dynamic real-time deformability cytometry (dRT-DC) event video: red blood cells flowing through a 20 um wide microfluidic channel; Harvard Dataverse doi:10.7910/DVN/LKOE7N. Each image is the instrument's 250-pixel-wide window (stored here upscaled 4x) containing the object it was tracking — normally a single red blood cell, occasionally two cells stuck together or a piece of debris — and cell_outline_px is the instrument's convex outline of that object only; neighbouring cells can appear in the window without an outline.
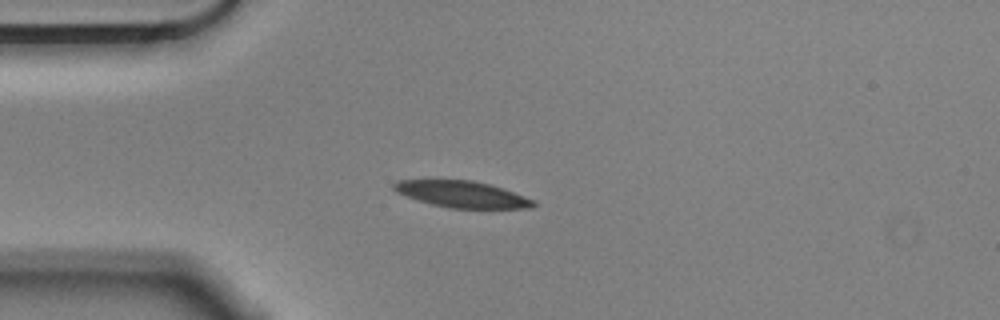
{"species": "Egyptian fruit bat (a non-hibernating species)", "species_latin": "Rousettus aegyptiacus", "temperature_condition": "cold", "stored_images_in_passage": 43, "camera_frame_rate_fps": 3000, "um_per_image_px": 0.085, "animal": {"sex": "male"}, "frame": {"image": 1, "passage_image": 1, "time_ms": 0.0, "image_size_px": [1000, 320], "cell_outline_px": [[536, 204], [532, 208], [448, 208], [432, 204], [396, 192], [392, 188], [392, 184], [396, 180], [472, 180], [504, 188], [536, 200]], "centroid_in_image_um": [39.31, 16.51], "position_along_channel_um": 45.7, "area_um2": 21.5}}
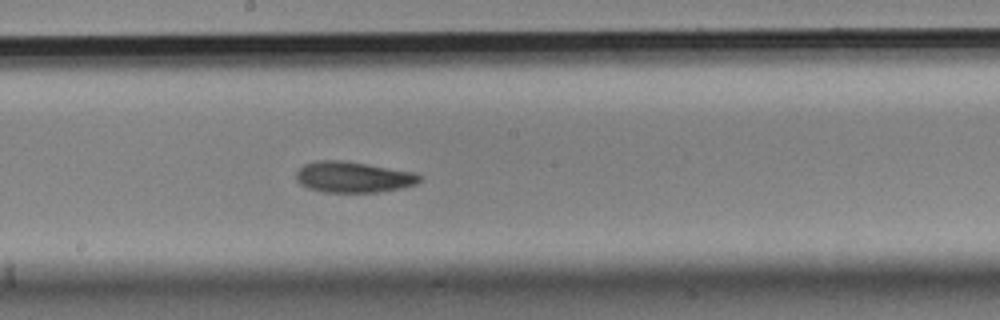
{"frame": {"image": 2, "passage_image": 17, "time_ms": 5.333, "image_size_px": [1000, 320], "cell_outline_px": [[420, 180], [416, 184], [400, 188], [380, 192], [324, 192], [308, 188], [300, 184], [296, 180], [296, 172], [304, 164], [316, 160], [344, 160], [412, 172], [420, 176]], "centroid_in_image_um": [29.97, 15.05], "position_along_channel_um": 218.2, "area_um2": 22.14}}
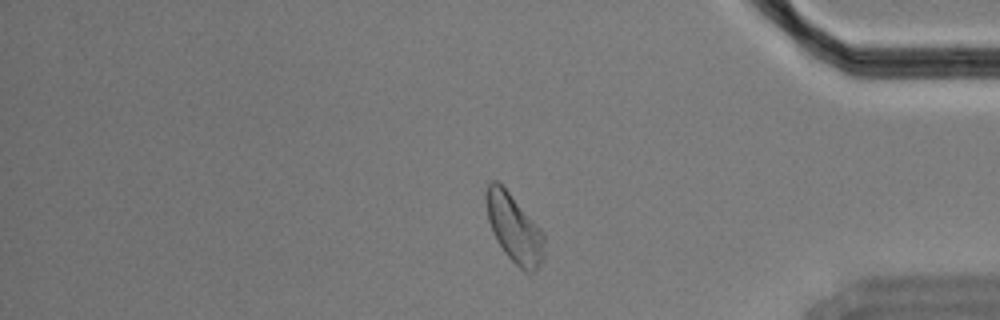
{"frame": {"image": 3, "passage_image": 34, "time_ms": 11.0, "image_size_px": [1000, 320], "cell_outline_px": [[544, 256], [536, 268], [532, 272], [528, 272], [520, 268], [504, 252], [496, 240], [492, 232], [488, 220], [484, 196], [484, 192], [488, 184], [492, 180], [496, 180], [508, 192], [544, 232]], "centroid_in_image_um": [43.68, 19.39], "position_along_channel_um": 391.5, "area_um2": 22.89}, "authors_computed_cell_mechanics": {"area_um2": 22.6576, "velocity_mm_per_s": 3.506, "shape_relaxation_time_tau1_ms": 3.7125, "shape_relaxation_time_tau2_ms": 7.8724, "deformation_change_tau1": 0.1158, "deformation_change_tau2": 0.1411}}